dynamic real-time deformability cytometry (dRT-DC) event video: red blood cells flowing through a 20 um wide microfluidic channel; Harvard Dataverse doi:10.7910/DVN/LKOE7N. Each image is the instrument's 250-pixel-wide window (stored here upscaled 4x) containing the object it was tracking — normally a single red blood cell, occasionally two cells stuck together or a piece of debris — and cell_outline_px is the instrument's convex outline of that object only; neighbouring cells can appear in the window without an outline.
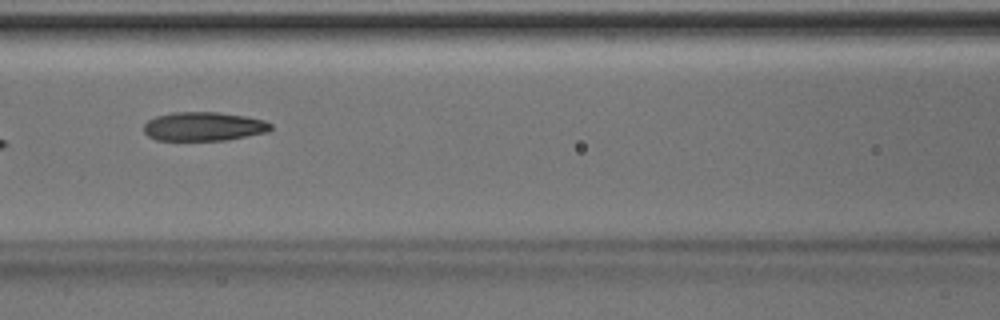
{"species": "Egyptian fruit bat (a non-hibernating species)", "species_latin": "Rousettus aegyptiacus", "temperature_condition": "room temperature", "stored_images_in_passage": 7, "camera_frame_rate_fps": 3000, "um_per_image_px": 0.085, "animal": {"sex": "male"}, "frame": {"image": 1, "passage_image": 7, "time_ms": 2.0, "image_size_px": [1000, 320], "cell_outline_px": [[272, 128], [268, 132], [228, 140], [156, 140], [148, 136], [144, 132], [144, 124], [148, 120], [156, 116], [172, 112], [220, 112], [244, 116], [264, 120], [272, 124]], "centroid_in_image_um": [17.32, 10.75], "position_along_channel_um": 149.3, "area_um2": 21.5}}